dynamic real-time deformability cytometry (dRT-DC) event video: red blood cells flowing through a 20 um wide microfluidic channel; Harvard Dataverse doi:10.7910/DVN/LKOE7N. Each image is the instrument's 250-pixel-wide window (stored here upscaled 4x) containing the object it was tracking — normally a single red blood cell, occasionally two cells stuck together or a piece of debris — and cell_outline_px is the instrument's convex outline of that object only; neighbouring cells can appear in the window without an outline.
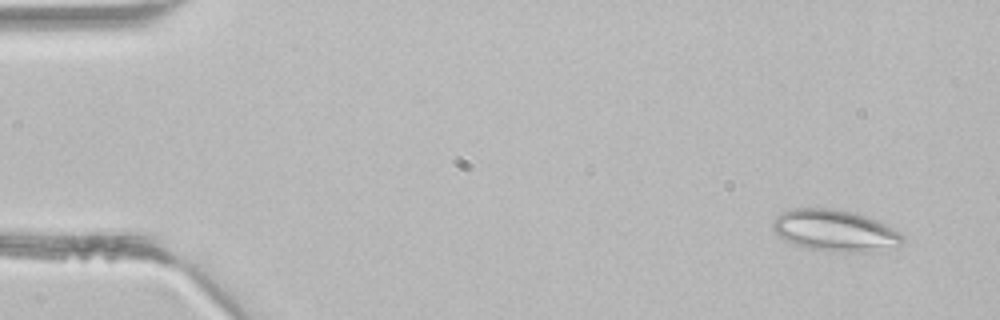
{"species": "common noctule bat (a hibernating species)", "species_latin": "Nyctalus noctula", "temperature_condition": "room temperature", "stored_images_in_passage": 2, "camera_frame_rate_fps": 3000, "um_per_image_px": 0.085, "animal": {"sex": "male", "body_mass_g": 21.5, "forearm_length_mm": 52.0}, "frame": {"image": 1, "passage_image": 1, "time_ms": 0.0, "image_size_px": [1000, 320], "cell_outline_px": [[904, 240], [900, 244], [876, 252], [840, 252], [808, 248], [784, 240], [772, 232], [772, 220], [776, 216], [784, 212], [796, 208], [828, 208], [848, 212], [864, 216], [888, 224], [900, 232], [904, 236]], "centroid_in_image_um": [70.97, 19.61], "position_along_channel_um": 14.0, "area_um2": 31.39}}